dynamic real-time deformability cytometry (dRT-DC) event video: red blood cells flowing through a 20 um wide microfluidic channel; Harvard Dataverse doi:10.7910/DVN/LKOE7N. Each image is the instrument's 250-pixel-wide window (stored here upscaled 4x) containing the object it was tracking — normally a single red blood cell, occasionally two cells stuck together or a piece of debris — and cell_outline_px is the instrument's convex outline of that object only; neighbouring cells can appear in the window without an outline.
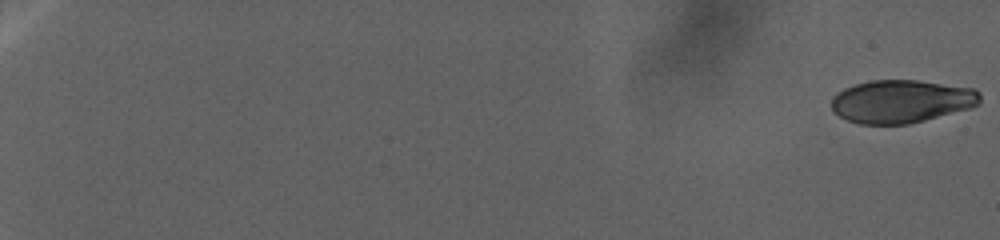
{"species": "human", "species_latin": "Homo sapiens", "temperature_condition": "warm", "stored_images_in_passage": 92, "camera_frame_rate_fps": 3000, "um_per_image_px": 0.085, "donor": {"sex": "female"}, "frame": {"image": 1, "passage_image": 1, "time_ms": 0.0, "image_size_px": [1000, 240], "cell_outline_px": [[980, 104], [968, 108], [924, 120], [908, 124], [860, 124], [848, 120], [832, 112], [832, 96], [836, 92], [844, 88], [856, 84], [872, 80], [916, 80], [972, 88], [980, 92]], "centroid_in_image_um": [76.58, 8.61], "position_along_channel_um": 8.4, "area_um2": 37.05}}
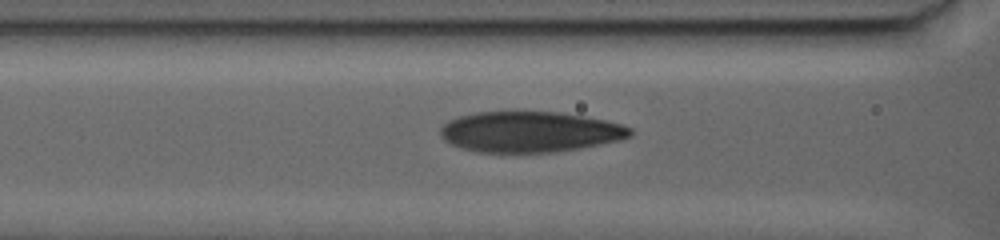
{"frame": {"image": 2, "passage_image": 53, "time_ms": 33.333, "image_size_px": [1000, 240], "cell_outline_px": [[632, 136], [620, 140], [580, 148], [556, 152], [476, 152], [460, 148], [444, 140], [440, 136], [440, 128], [444, 124], [460, 116], [476, 112], [560, 112], [584, 116], [604, 120], [620, 124], [632, 128]], "centroid_in_image_um": [45.04, 11.21], "position_along_channel_um": 121.6, "area_um2": 44.91}}
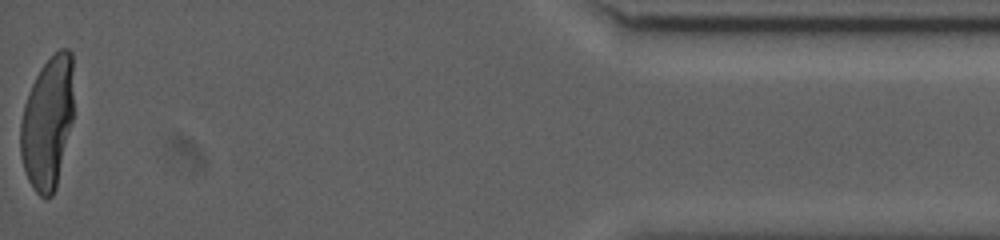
{"frame": {"image": 3, "passage_image": 92, "time_ms": 65.0, "image_size_px": [1000, 240], "cell_outline_px": [[72, 120], [56, 188], [52, 196], [40, 196], [32, 188], [28, 180], [20, 156], [20, 124], [24, 104], [28, 92], [40, 68], [60, 48], [68, 48], [72, 52]], "centroid_in_image_um": [4.02, 10.43], "position_along_channel_um": 431.2, "area_um2": 40.81}}